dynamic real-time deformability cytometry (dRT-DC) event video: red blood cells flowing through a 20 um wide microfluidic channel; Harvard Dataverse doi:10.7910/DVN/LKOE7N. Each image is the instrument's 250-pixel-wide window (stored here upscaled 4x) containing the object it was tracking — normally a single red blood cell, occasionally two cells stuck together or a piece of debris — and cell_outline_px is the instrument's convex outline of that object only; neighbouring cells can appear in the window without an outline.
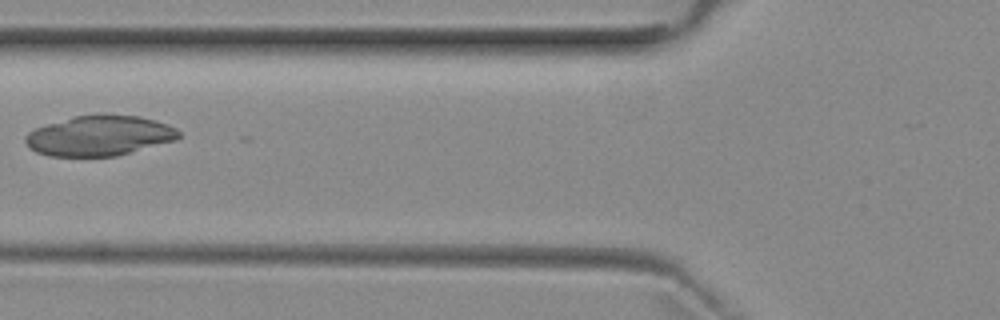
{"species": "common noctule bat (a hibernating species)", "species_latin": "Nyctalus noctula", "temperature_condition": "room temperature", "stored_images_in_passage": 4, "camera_frame_rate_fps": 3000, "um_per_image_px": 0.085, "animal": {"sex": "female", "body_mass_g": 29.2, "forearm_length_mm": 56.3}, "frame": {"image": 1, "passage_image": 3, "time_ms": 2.667, "image_size_px": [1000, 320], "cell_outline_px": [[180, 136], [176, 140], [116, 156], [48, 156], [36, 152], [28, 148], [24, 140], [24, 136], [28, 132], [36, 128], [72, 116], [96, 112], [104, 112], [140, 116], [156, 120], [168, 124], [176, 128], [180, 132]], "centroid_in_image_um": [8.45, 11.5], "position_along_channel_um": 117.4, "area_um2": 36.7}}
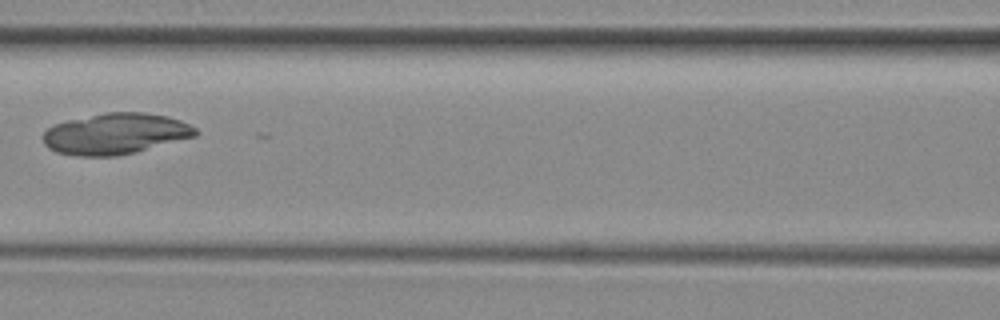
{"frame": {"image": 2, "passage_image": 4, "time_ms": 3.667, "image_size_px": [1000, 320], "cell_outline_px": [[200, 132], [196, 136], [136, 152], [116, 156], [76, 156], [56, 152], [48, 148], [44, 144], [44, 132], [52, 124], [68, 120], [104, 112], [144, 112], [168, 116], [180, 120], [196, 128]], "centroid_in_image_um": [9.82, 11.36], "position_along_channel_um": 156.8, "area_um2": 36.65}}